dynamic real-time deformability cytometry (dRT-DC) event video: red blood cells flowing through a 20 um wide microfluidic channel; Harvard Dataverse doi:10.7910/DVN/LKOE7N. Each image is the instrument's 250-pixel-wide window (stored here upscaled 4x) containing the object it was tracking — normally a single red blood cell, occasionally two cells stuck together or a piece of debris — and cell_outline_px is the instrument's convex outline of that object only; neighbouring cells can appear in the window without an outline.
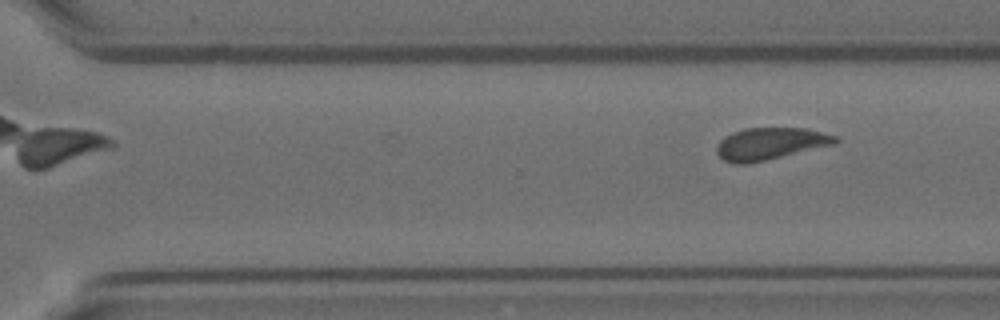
{"species": "Egyptian fruit bat (a non-hibernating species)", "species_latin": "Rousettus aegyptiacus", "temperature_condition": "room temperature", "stored_images_in_passage": 10, "camera_frame_rate_fps": 3000, "um_per_image_px": 0.085, "animal": {"sex": "female"}, "frame": {"image": 1, "passage_image": 10, "time_ms": 3.0, "image_size_px": [1000, 320], "cell_outline_px": [[840, 140], [836, 144], [748, 164], [732, 164], [724, 160], [716, 152], [716, 148], [720, 140], [724, 136], [732, 132], [744, 128], [808, 128], [836, 136]], "centroid_in_image_um": [65.46, 12.21], "position_along_channel_um": 305.1, "area_um2": 22.31}}